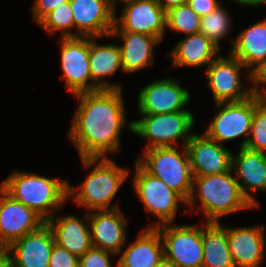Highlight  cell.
<instances>
[{
  "mask_svg": "<svg viewBox=\"0 0 266 267\" xmlns=\"http://www.w3.org/2000/svg\"><path fill=\"white\" fill-rule=\"evenodd\" d=\"M230 13L220 5L206 16L201 17L199 33L210 39L221 50L220 40L228 35L232 27Z\"/></svg>",
  "mask_w": 266,
  "mask_h": 267,
  "instance_id": "obj_28",
  "label": "cell"
},
{
  "mask_svg": "<svg viewBox=\"0 0 266 267\" xmlns=\"http://www.w3.org/2000/svg\"><path fill=\"white\" fill-rule=\"evenodd\" d=\"M111 254L116 255L115 253L92 247L79 258L78 267H112ZM115 267H117V264Z\"/></svg>",
  "mask_w": 266,
  "mask_h": 267,
  "instance_id": "obj_32",
  "label": "cell"
},
{
  "mask_svg": "<svg viewBox=\"0 0 266 267\" xmlns=\"http://www.w3.org/2000/svg\"><path fill=\"white\" fill-rule=\"evenodd\" d=\"M253 87L254 93L261 98L266 95V63L253 74Z\"/></svg>",
  "mask_w": 266,
  "mask_h": 267,
  "instance_id": "obj_36",
  "label": "cell"
},
{
  "mask_svg": "<svg viewBox=\"0 0 266 267\" xmlns=\"http://www.w3.org/2000/svg\"><path fill=\"white\" fill-rule=\"evenodd\" d=\"M231 1H234L236 2L237 4L239 5H244V6H251V7H258L261 6V5H264L266 4V0H231Z\"/></svg>",
  "mask_w": 266,
  "mask_h": 267,
  "instance_id": "obj_39",
  "label": "cell"
},
{
  "mask_svg": "<svg viewBox=\"0 0 266 267\" xmlns=\"http://www.w3.org/2000/svg\"><path fill=\"white\" fill-rule=\"evenodd\" d=\"M122 213L120 208L88 212L93 247L120 254L127 241V220Z\"/></svg>",
  "mask_w": 266,
  "mask_h": 267,
  "instance_id": "obj_17",
  "label": "cell"
},
{
  "mask_svg": "<svg viewBox=\"0 0 266 267\" xmlns=\"http://www.w3.org/2000/svg\"><path fill=\"white\" fill-rule=\"evenodd\" d=\"M193 177L226 173L232 169V151L217 141L192 134L186 145Z\"/></svg>",
  "mask_w": 266,
  "mask_h": 267,
  "instance_id": "obj_15",
  "label": "cell"
},
{
  "mask_svg": "<svg viewBox=\"0 0 266 267\" xmlns=\"http://www.w3.org/2000/svg\"><path fill=\"white\" fill-rule=\"evenodd\" d=\"M191 98V94L180 86L179 81L172 78H163L146 84L141 88L137 106L140 114H164L184 109Z\"/></svg>",
  "mask_w": 266,
  "mask_h": 267,
  "instance_id": "obj_13",
  "label": "cell"
},
{
  "mask_svg": "<svg viewBox=\"0 0 266 267\" xmlns=\"http://www.w3.org/2000/svg\"><path fill=\"white\" fill-rule=\"evenodd\" d=\"M229 42L232 45L229 53L254 74L266 63V18L245 28Z\"/></svg>",
  "mask_w": 266,
  "mask_h": 267,
  "instance_id": "obj_22",
  "label": "cell"
},
{
  "mask_svg": "<svg viewBox=\"0 0 266 267\" xmlns=\"http://www.w3.org/2000/svg\"><path fill=\"white\" fill-rule=\"evenodd\" d=\"M188 5L199 17H203L218 8L221 3L218 0H188Z\"/></svg>",
  "mask_w": 266,
  "mask_h": 267,
  "instance_id": "obj_35",
  "label": "cell"
},
{
  "mask_svg": "<svg viewBox=\"0 0 266 267\" xmlns=\"http://www.w3.org/2000/svg\"><path fill=\"white\" fill-rule=\"evenodd\" d=\"M262 102L263 98L254 93L242 101L216 103L219 111L210 120L204 133L221 145L245 136L240 147H246L254 111Z\"/></svg>",
  "mask_w": 266,
  "mask_h": 267,
  "instance_id": "obj_7",
  "label": "cell"
},
{
  "mask_svg": "<svg viewBox=\"0 0 266 267\" xmlns=\"http://www.w3.org/2000/svg\"><path fill=\"white\" fill-rule=\"evenodd\" d=\"M136 160L148 173L161 179L186 202L193 187V175L186 146L156 147L143 151Z\"/></svg>",
  "mask_w": 266,
  "mask_h": 267,
  "instance_id": "obj_5",
  "label": "cell"
},
{
  "mask_svg": "<svg viewBox=\"0 0 266 267\" xmlns=\"http://www.w3.org/2000/svg\"><path fill=\"white\" fill-rule=\"evenodd\" d=\"M128 1H132V0H109V3L111 5V7L115 10V13H116L117 2H122V4H123V3L128 2Z\"/></svg>",
  "mask_w": 266,
  "mask_h": 267,
  "instance_id": "obj_41",
  "label": "cell"
},
{
  "mask_svg": "<svg viewBox=\"0 0 266 267\" xmlns=\"http://www.w3.org/2000/svg\"><path fill=\"white\" fill-rule=\"evenodd\" d=\"M217 57L208 67L206 76L208 85L213 93L216 103L242 101L254 94V87L243 88L241 83V70L247 71L246 77L253 84V74L236 57Z\"/></svg>",
  "mask_w": 266,
  "mask_h": 267,
  "instance_id": "obj_9",
  "label": "cell"
},
{
  "mask_svg": "<svg viewBox=\"0 0 266 267\" xmlns=\"http://www.w3.org/2000/svg\"><path fill=\"white\" fill-rule=\"evenodd\" d=\"M109 37H118L124 42L123 46L120 45L122 72L133 74L153 66V47L161 42L158 38L129 31H111Z\"/></svg>",
  "mask_w": 266,
  "mask_h": 267,
  "instance_id": "obj_23",
  "label": "cell"
},
{
  "mask_svg": "<svg viewBox=\"0 0 266 267\" xmlns=\"http://www.w3.org/2000/svg\"><path fill=\"white\" fill-rule=\"evenodd\" d=\"M0 267H11V253L9 246L0 244Z\"/></svg>",
  "mask_w": 266,
  "mask_h": 267,
  "instance_id": "obj_37",
  "label": "cell"
},
{
  "mask_svg": "<svg viewBox=\"0 0 266 267\" xmlns=\"http://www.w3.org/2000/svg\"><path fill=\"white\" fill-rule=\"evenodd\" d=\"M232 172L233 169L226 173L193 177L192 192L186 206L193 208L199 201L200 207L195 212H202L206 222H220L223 216L255 208L242 194L239 181Z\"/></svg>",
  "mask_w": 266,
  "mask_h": 267,
  "instance_id": "obj_2",
  "label": "cell"
},
{
  "mask_svg": "<svg viewBox=\"0 0 266 267\" xmlns=\"http://www.w3.org/2000/svg\"><path fill=\"white\" fill-rule=\"evenodd\" d=\"M80 159L85 169L93 165L95 167L79 187H72L68 182V199L72 197L74 202L85 207L87 212L119 208L118 204L111 206V202L127 180L129 169L119 167L109 157Z\"/></svg>",
  "mask_w": 266,
  "mask_h": 267,
  "instance_id": "obj_3",
  "label": "cell"
},
{
  "mask_svg": "<svg viewBox=\"0 0 266 267\" xmlns=\"http://www.w3.org/2000/svg\"><path fill=\"white\" fill-rule=\"evenodd\" d=\"M55 216L48 219L46 223L52 230L57 245L66 248L78 258L93 247L87 211L81 219L75 215H64L58 218Z\"/></svg>",
  "mask_w": 266,
  "mask_h": 267,
  "instance_id": "obj_21",
  "label": "cell"
},
{
  "mask_svg": "<svg viewBox=\"0 0 266 267\" xmlns=\"http://www.w3.org/2000/svg\"><path fill=\"white\" fill-rule=\"evenodd\" d=\"M79 105L75 110L69 139L80 158L108 157L120 148L124 126L132 132V121L126 123L122 89H101L74 95Z\"/></svg>",
  "mask_w": 266,
  "mask_h": 267,
  "instance_id": "obj_1",
  "label": "cell"
},
{
  "mask_svg": "<svg viewBox=\"0 0 266 267\" xmlns=\"http://www.w3.org/2000/svg\"><path fill=\"white\" fill-rule=\"evenodd\" d=\"M201 17L187 4L166 11V29L187 35L199 33Z\"/></svg>",
  "mask_w": 266,
  "mask_h": 267,
  "instance_id": "obj_29",
  "label": "cell"
},
{
  "mask_svg": "<svg viewBox=\"0 0 266 267\" xmlns=\"http://www.w3.org/2000/svg\"><path fill=\"white\" fill-rule=\"evenodd\" d=\"M263 101L266 103V95L263 97Z\"/></svg>",
  "mask_w": 266,
  "mask_h": 267,
  "instance_id": "obj_42",
  "label": "cell"
},
{
  "mask_svg": "<svg viewBox=\"0 0 266 267\" xmlns=\"http://www.w3.org/2000/svg\"><path fill=\"white\" fill-rule=\"evenodd\" d=\"M232 169L236 180L242 181L239 183L242 194L257 208L259 204L250 193L266 192V154L240 147L237 155L232 154Z\"/></svg>",
  "mask_w": 266,
  "mask_h": 267,
  "instance_id": "obj_20",
  "label": "cell"
},
{
  "mask_svg": "<svg viewBox=\"0 0 266 267\" xmlns=\"http://www.w3.org/2000/svg\"><path fill=\"white\" fill-rule=\"evenodd\" d=\"M38 24L49 35H54L57 31H61L62 38L76 37V33L71 32V29L74 28V17L69 1L62 3L47 14Z\"/></svg>",
  "mask_w": 266,
  "mask_h": 267,
  "instance_id": "obj_30",
  "label": "cell"
},
{
  "mask_svg": "<svg viewBox=\"0 0 266 267\" xmlns=\"http://www.w3.org/2000/svg\"><path fill=\"white\" fill-rule=\"evenodd\" d=\"M246 148L266 154V103L263 101L254 111Z\"/></svg>",
  "mask_w": 266,
  "mask_h": 267,
  "instance_id": "obj_31",
  "label": "cell"
},
{
  "mask_svg": "<svg viewBox=\"0 0 266 267\" xmlns=\"http://www.w3.org/2000/svg\"><path fill=\"white\" fill-rule=\"evenodd\" d=\"M160 233L164 257L178 267H202V226L162 224Z\"/></svg>",
  "mask_w": 266,
  "mask_h": 267,
  "instance_id": "obj_10",
  "label": "cell"
},
{
  "mask_svg": "<svg viewBox=\"0 0 266 267\" xmlns=\"http://www.w3.org/2000/svg\"><path fill=\"white\" fill-rule=\"evenodd\" d=\"M78 264L79 258L77 256L66 248L54 244L49 259V267H78Z\"/></svg>",
  "mask_w": 266,
  "mask_h": 267,
  "instance_id": "obj_33",
  "label": "cell"
},
{
  "mask_svg": "<svg viewBox=\"0 0 266 267\" xmlns=\"http://www.w3.org/2000/svg\"><path fill=\"white\" fill-rule=\"evenodd\" d=\"M14 200L34 210L45 221L52 218L68 199V180L32 172L14 171L0 183Z\"/></svg>",
  "mask_w": 266,
  "mask_h": 267,
  "instance_id": "obj_4",
  "label": "cell"
},
{
  "mask_svg": "<svg viewBox=\"0 0 266 267\" xmlns=\"http://www.w3.org/2000/svg\"><path fill=\"white\" fill-rule=\"evenodd\" d=\"M141 115L142 119L132 121V133L149 140L145 150L178 146L181 139L186 146L193 134L195 119L190 111Z\"/></svg>",
  "mask_w": 266,
  "mask_h": 267,
  "instance_id": "obj_6",
  "label": "cell"
},
{
  "mask_svg": "<svg viewBox=\"0 0 266 267\" xmlns=\"http://www.w3.org/2000/svg\"><path fill=\"white\" fill-rule=\"evenodd\" d=\"M158 3L165 11H168L173 7L187 4L188 0H158Z\"/></svg>",
  "mask_w": 266,
  "mask_h": 267,
  "instance_id": "obj_38",
  "label": "cell"
},
{
  "mask_svg": "<svg viewBox=\"0 0 266 267\" xmlns=\"http://www.w3.org/2000/svg\"><path fill=\"white\" fill-rule=\"evenodd\" d=\"M45 223L34 210L14 200L0 187V244L10 246Z\"/></svg>",
  "mask_w": 266,
  "mask_h": 267,
  "instance_id": "obj_14",
  "label": "cell"
},
{
  "mask_svg": "<svg viewBox=\"0 0 266 267\" xmlns=\"http://www.w3.org/2000/svg\"><path fill=\"white\" fill-rule=\"evenodd\" d=\"M120 254L117 267H155L164 257L163 242L158 229H142L137 239L124 251H120Z\"/></svg>",
  "mask_w": 266,
  "mask_h": 267,
  "instance_id": "obj_24",
  "label": "cell"
},
{
  "mask_svg": "<svg viewBox=\"0 0 266 267\" xmlns=\"http://www.w3.org/2000/svg\"><path fill=\"white\" fill-rule=\"evenodd\" d=\"M155 267H178L175 263L163 257Z\"/></svg>",
  "mask_w": 266,
  "mask_h": 267,
  "instance_id": "obj_40",
  "label": "cell"
},
{
  "mask_svg": "<svg viewBox=\"0 0 266 267\" xmlns=\"http://www.w3.org/2000/svg\"><path fill=\"white\" fill-rule=\"evenodd\" d=\"M76 37H107L114 26L115 10L109 0H69Z\"/></svg>",
  "mask_w": 266,
  "mask_h": 267,
  "instance_id": "obj_16",
  "label": "cell"
},
{
  "mask_svg": "<svg viewBox=\"0 0 266 267\" xmlns=\"http://www.w3.org/2000/svg\"><path fill=\"white\" fill-rule=\"evenodd\" d=\"M61 70L67 90L73 95L100 90L91 79L90 37H67L60 40Z\"/></svg>",
  "mask_w": 266,
  "mask_h": 267,
  "instance_id": "obj_11",
  "label": "cell"
},
{
  "mask_svg": "<svg viewBox=\"0 0 266 267\" xmlns=\"http://www.w3.org/2000/svg\"><path fill=\"white\" fill-rule=\"evenodd\" d=\"M202 246V267H236L229 251L226 227L220 222H206L202 226Z\"/></svg>",
  "mask_w": 266,
  "mask_h": 267,
  "instance_id": "obj_27",
  "label": "cell"
},
{
  "mask_svg": "<svg viewBox=\"0 0 266 267\" xmlns=\"http://www.w3.org/2000/svg\"><path fill=\"white\" fill-rule=\"evenodd\" d=\"M99 37H90L89 62L92 82L101 89H122L119 84L106 81L119 69L122 71V57L119 45L98 44ZM105 79V80H104Z\"/></svg>",
  "mask_w": 266,
  "mask_h": 267,
  "instance_id": "obj_25",
  "label": "cell"
},
{
  "mask_svg": "<svg viewBox=\"0 0 266 267\" xmlns=\"http://www.w3.org/2000/svg\"><path fill=\"white\" fill-rule=\"evenodd\" d=\"M166 30V11L158 0H132L124 3L122 15L115 13L111 31H129L150 35L160 41Z\"/></svg>",
  "mask_w": 266,
  "mask_h": 267,
  "instance_id": "obj_12",
  "label": "cell"
},
{
  "mask_svg": "<svg viewBox=\"0 0 266 267\" xmlns=\"http://www.w3.org/2000/svg\"><path fill=\"white\" fill-rule=\"evenodd\" d=\"M55 239L47 223L10 246L11 267H49Z\"/></svg>",
  "mask_w": 266,
  "mask_h": 267,
  "instance_id": "obj_19",
  "label": "cell"
},
{
  "mask_svg": "<svg viewBox=\"0 0 266 267\" xmlns=\"http://www.w3.org/2000/svg\"><path fill=\"white\" fill-rule=\"evenodd\" d=\"M134 173L132 180L135 193L143 203L144 209L159 219L149 227L173 223L180 203L186 206L187 202L161 179L148 173L137 161Z\"/></svg>",
  "mask_w": 266,
  "mask_h": 267,
  "instance_id": "obj_8",
  "label": "cell"
},
{
  "mask_svg": "<svg viewBox=\"0 0 266 267\" xmlns=\"http://www.w3.org/2000/svg\"><path fill=\"white\" fill-rule=\"evenodd\" d=\"M265 226H226L229 251L236 267H261L265 260Z\"/></svg>",
  "mask_w": 266,
  "mask_h": 267,
  "instance_id": "obj_18",
  "label": "cell"
},
{
  "mask_svg": "<svg viewBox=\"0 0 266 267\" xmlns=\"http://www.w3.org/2000/svg\"><path fill=\"white\" fill-rule=\"evenodd\" d=\"M69 0H34L32 5L33 21L37 24L50 12Z\"/></svg>",
  "mask_w": 266,
  "mask_h": 267,
  "instance_id": "obj_34",
  "label": "cell"
},
{
  "mask_svg": "<svg viewBox=\"0 0 266 267\" xmlns=\"http://www.w3.org/2000/svg\"><path fill=\"white\" fill-rule=\"evenodd\" d=\"M220 49L201 33L187 35L168 53L172 67H207L219 56ZM217 55V56H216Z\"/></svg>",
  "mask_w": 266,
  "mask_h": 267,
  "instance_id": "obj_26",
  "label": "cell"
}]
</instances>
